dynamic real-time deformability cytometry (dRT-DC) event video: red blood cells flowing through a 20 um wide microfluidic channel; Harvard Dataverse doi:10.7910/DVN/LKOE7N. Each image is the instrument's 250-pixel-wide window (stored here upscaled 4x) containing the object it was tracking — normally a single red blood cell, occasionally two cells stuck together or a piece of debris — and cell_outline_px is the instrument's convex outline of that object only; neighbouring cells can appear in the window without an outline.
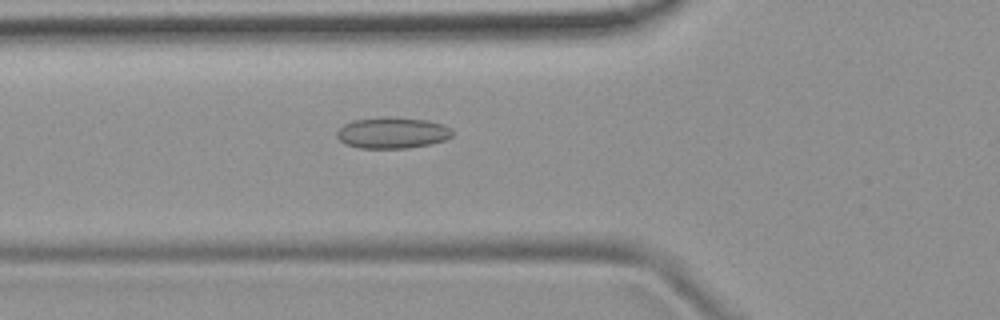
{"species": "common noctule bat (a hibernating species)", "species_latin": "Nyctalus noctula", "temperature_condition": "room temperature", "stored_images_in_passage": 52, "camera_frame_rate_fps": 3000, "um_per_image_px": 0.085, "animal": {"sex": "female", "body_mass_g": 19.9}, "frame": {"image": 1, "passage_image": 19, "time_ms": 6.0, "image_size_px": [1000, 320], "cell_outline_px": [[452, 136], [444, 140], [432, 144], [408, 148], [360, 148], [348, 144], [340, 140], [336, 136], [336, 132], [344, 124], [352, 120], [388, 116], [428, 120], [444, 124], [452, 128]], "centroid_in_image_um": [33.38, 11.28], "position_along_channel_um": 92.4, "area_um2": 21.15}}
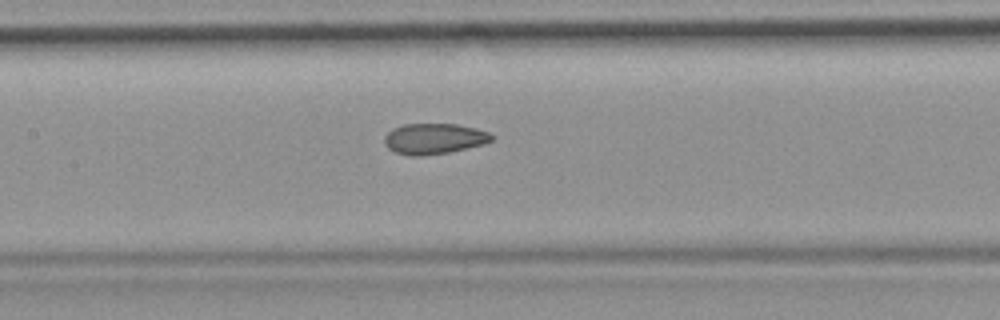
{"frame": {"image": 2, "passage_image": 25, "time_ms": 8.0, "image_size_px": [1000, 320], "cell_outline_px": [[496, 136], [492, 140], [484, 144], [448, 152], [420, 156], [412, 156], [396, 152], [388, 148], [384, 144], [384, 136], [392, 128], [404, 124], [456, 124], [476, 128], [488, 132]], "centroid_in_image_um": [36.89, 11.78], "position_along_channel_um": 170.5, "area_um2": 19.19}}
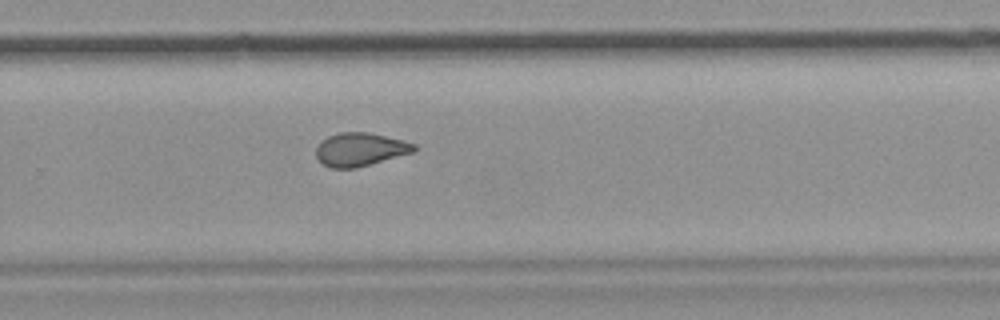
{"frame": {"image": 3, "passage_image": 35, "time_ms": 11.333, "image_size_px": [1000, 320], "cell_outline_px": [[416, 148], [412, 152], [356, 168], [332, 168], [324, 164], [316, 156], [316, 148], [320, 140], [328, 136], [340, 132], [368, 132], [416, 144]], "centroid_in_image_um": [30.56, 12.69], "position_along_channel_um": 299.2, "area_um2": 18.73}, "authors_computed_cell_mechanics": {"area_um2": 19.7098, "velocity_mm_per_s": 3.8816, "shape_relaxation_time_tau1_ms": null, "shape_relaxation_time_tau2_ms": 1.5253, "deformation_change_tau1": null, "deformation_change_tau2": 0.0785}}